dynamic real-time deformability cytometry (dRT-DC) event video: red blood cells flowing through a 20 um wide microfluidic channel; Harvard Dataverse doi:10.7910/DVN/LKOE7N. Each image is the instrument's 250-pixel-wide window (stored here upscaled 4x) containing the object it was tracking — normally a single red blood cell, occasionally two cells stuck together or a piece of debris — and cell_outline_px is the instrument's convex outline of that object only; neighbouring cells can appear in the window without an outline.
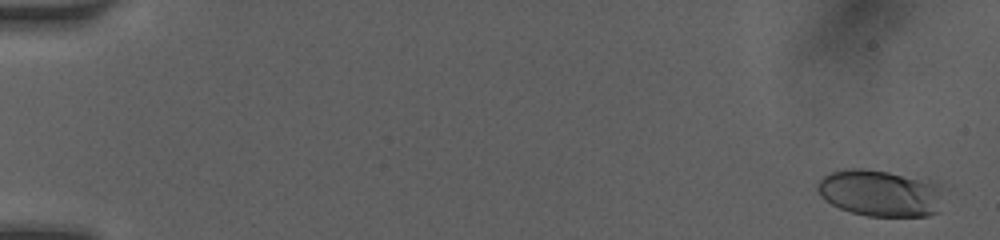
{"species": "human", "species_latin": "Homo sapiens", "temperature_condition": "room temperature", "stored_images_in_passage": 9, "camera_frame_rate_fps": 3000, "um_per_image_px": 0.085, "donor": {"sex": "female"}, "frame": {"image": 1, "passage_image": 1, "time_ms": 0.0, "image_size_px": [1000, 240], "cell_outline_px": [[940, 212], [928, 216], [868, 216], [852, 212], [840, 208], [824, 200], [820, 196], [816, 188], [816, 184], [824, 176], [832, 172], [844, 168], [864, 168], [888, 172], [936, 184]], "centroid_in_image_um": [74.69, 16.42], "position_along_channel_um": 10.3, "area_um2": 33.58}}
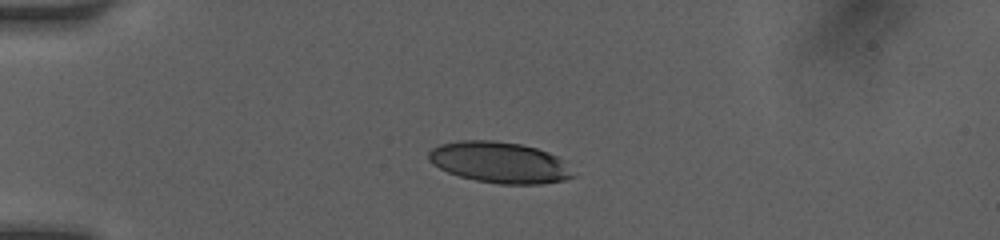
{"frame": {"image": 2, "passage_image": 8, "time_ms": 4.0, "image_size_px": [1000, 240], "cell_outline_px": [[576, 176], [564, 180], [540, 184], [500, 184], [476, 180], [460, 176], [448, 172], [432, 164], [428, 160], [428, 152], [432, 148], [440, 144], [460, 140], [492, 140], [520, 144], [536, 148], [548, 152], [556, 156]], "centroid_in_image_um": [42.41, 13.8], "position_along_channel_um": 42.6, "area_um2": 34.33}}